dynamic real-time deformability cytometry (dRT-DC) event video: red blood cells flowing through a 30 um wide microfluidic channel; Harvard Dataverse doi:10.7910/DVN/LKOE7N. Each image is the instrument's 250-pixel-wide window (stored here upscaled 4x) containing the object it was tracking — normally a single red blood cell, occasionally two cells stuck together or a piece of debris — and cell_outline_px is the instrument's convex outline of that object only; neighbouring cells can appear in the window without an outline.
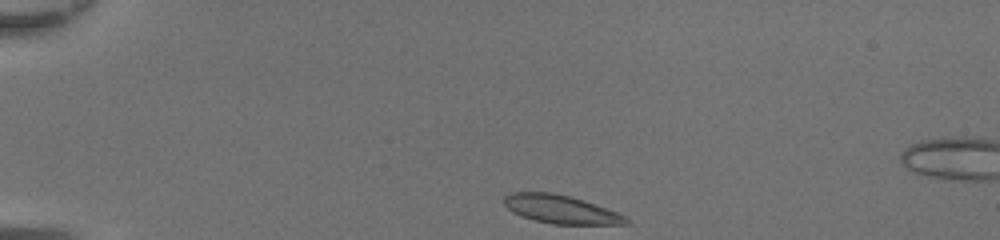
{"species": "common noctule bat (a hibernating species)", "species_latin": "Nyctalus noctula", "temperature_condition": "room temperature", "stored_images_in_passage": 38, "camera_frame_rate_fps": 3000, "um_per_image_px": 0.085, "animal": {"sex": "female", "body_mass_g": 20.0, "forearm_length_mm": 54.0}, "frame": {"image": 1, "passage_image": 1, "time_ms": 0.0, "image_size_px": [1000, 240], "cell_outline_px": [[632, 220], [628, 224], [552, 224], [536, 220], [512, 212], [504, 204], [504, 196], [512, 192], [552, 192], [584, 200], [616, 212]], "centroid_in_image_um": [47.67, 17.79], "position_along_channel_um": 37.3, "area_um2": 19.94}}
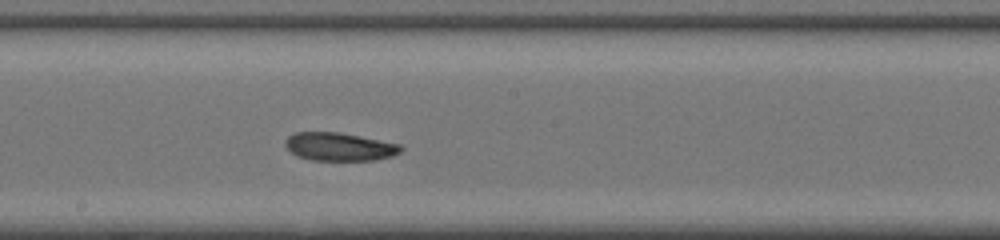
{"frame": {"image": 2, "passage_image": 18, "time_ms": 5.667, "image_size_px": [1000, 240], "cell_outline_px": [[404, 148], [400, 152], [392, 156], [376, 160], [312, 160], [296, 156], [284, 144], [284, 140], [288, 136], [296, 132], [340, 132], [400, 144]], "centroid_in_image_um": [28.85, 12.47], "position_along_channel_um": 219.4, "area_um2": 19.02}}
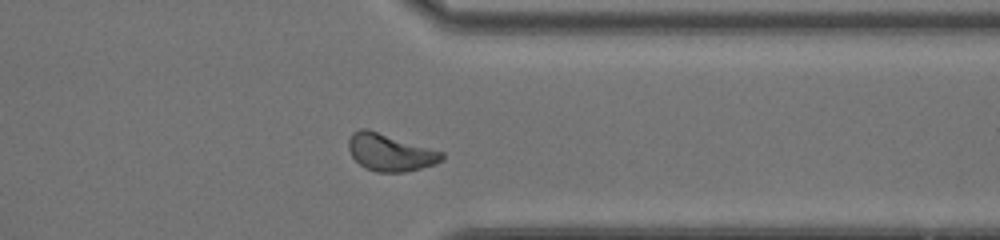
{"frame": {"image": 3, "passage_image": 29, "time_ms": 9.333, "image_size_px": [1000, 240], "cell_outline_px": [[444, 160], [436, 164], [404, 172], [376, 172], [364, 168], [352, 156], [348, 148], [348, 140], [352, 132], [360, 128], [368, 128], [444, 152]], "centroid_in_image_um": [33.16, 12.94], "position_along_channel_um": 378.2, "area_um2": 20.46}, "authors_computed_cell_mechanics": {"area_um2": 19.5653, "velocity_mm_per_s": 4.37, "shape_relaxation_time_tau1_ms": 7.0198, "shape_relaxation_time_tau2_ms": null, "deformation_change_tau1": 0.1634, "deformation_change_tau2": null}}